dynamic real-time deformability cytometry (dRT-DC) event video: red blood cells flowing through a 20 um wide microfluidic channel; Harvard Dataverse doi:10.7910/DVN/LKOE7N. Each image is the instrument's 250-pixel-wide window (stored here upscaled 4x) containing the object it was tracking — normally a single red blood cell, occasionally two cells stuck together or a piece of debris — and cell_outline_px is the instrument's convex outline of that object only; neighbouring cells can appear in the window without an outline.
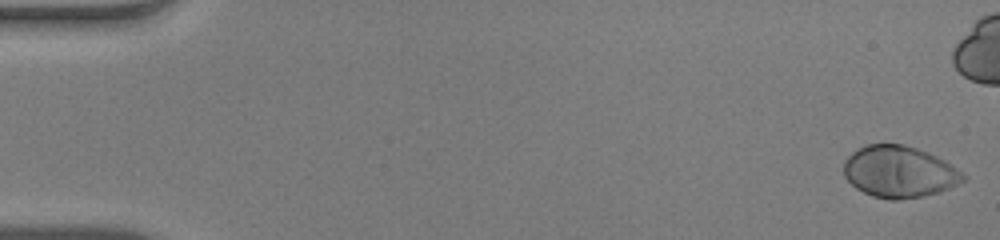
{"species": "human", "species_latin": "Homo sapiens", "temperature_condition": "warm", "stored_images_in_passage": 47, "camera_frame_rate_fps": 3000, "um_per_image_px": 0.085, "donor": {"sex": "male"}, "frame": {"image": 1, "passage_image": 1, "time_ms": 0.0, "image_size_px": [1000, 240], "cell_outline_px": [[968, 176], [964, 180], [940, 192], [924, 196], [896, 200], [888, 200], [872, 196], [856, 188], [844, 176], [844, 160], [856, 148], [864, 144], [904, 144], [916, 148], [936, 156], [944, 160]], "centroid_in_image_um": [76.41, 14.6], "position_along_channel_um": 8.6, "area_um2": 36.01}}
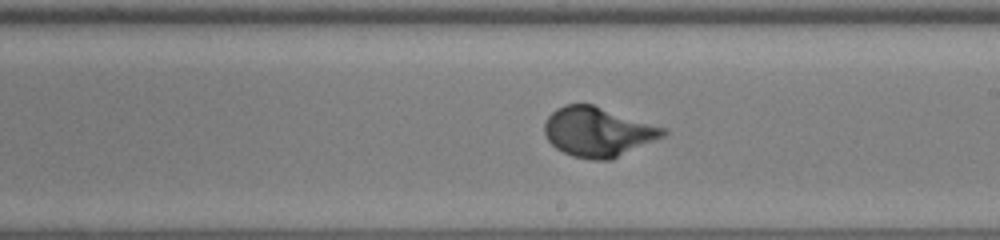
{"frame": {"image": 2, "passage_image": 31, "time_ms": 10.0, "image_size_px": [1000, 240], "cell_outline_px": [[668, 132], [664, 136], [612, 160], [592, 160], [572, 156], [556, 148], [548, 140], [544, 132], [544, 124], [548, 116], [556, 108], [564, 104], [592, 104], [668, 128]], "centroid_in_image_um": [50.84, 11.21], "position_along_channel_um": 238.2, "area_um2": 34.45}}
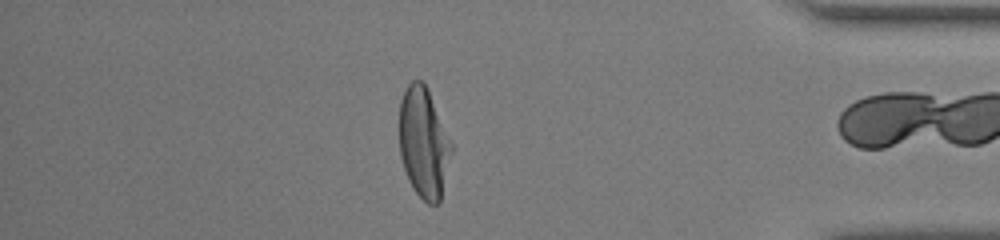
{"frame": {"image": 3, "passage_image": 46, "time_ms": 15.0, "image_size_px": [1000, 240], "cell_outline_px": [[452, 152], [440, 204], [428, 204], [412, 188], [408, 180], [400, 156], [400, 100], [408, 84], [412, 80], [420, 80], [428, 88], [452, 144]], "centroid_in_image_um": [36.02, 12.16], "position_along_channel_um": 399.2, "area_um2": 33.52}, "authors_computed_cell_mechanics": {"area_um2": 33.9864, "velocity_mm_per_s": 3.8929, "shape_relaxation_time_tau1_ms": 2.7948, "shape_relaxation_time_tau2_ms": null, "deformation_change_tau1": 0.2059, "deformation_change_tau2": null}}